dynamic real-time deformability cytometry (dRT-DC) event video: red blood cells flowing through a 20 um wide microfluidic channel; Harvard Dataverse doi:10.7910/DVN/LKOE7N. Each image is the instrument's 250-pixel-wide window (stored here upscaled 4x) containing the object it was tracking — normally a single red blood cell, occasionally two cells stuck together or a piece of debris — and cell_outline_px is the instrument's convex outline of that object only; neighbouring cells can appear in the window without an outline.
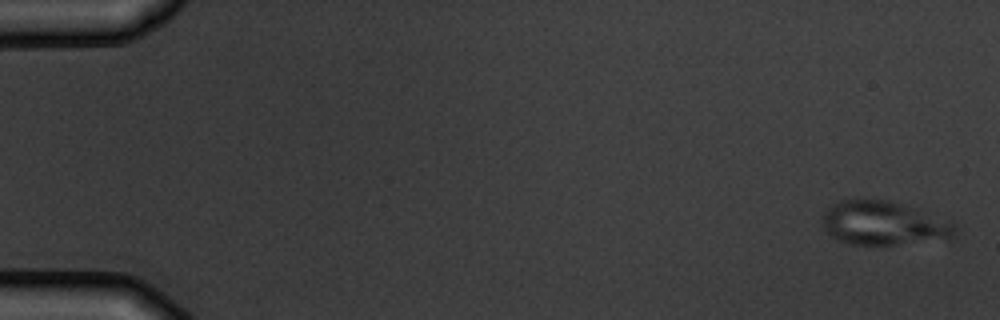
{"species": "common noctule bat (a hibernating species)", "species_latin": "Nyctalus noctula", "temperature_condition": "warm", "stored_images_in_passage": 5, "camera_frame_rate_fps": 3000, "um_per_image_px": 0.085, "animal": {"sex": "male", "body_mass_g": 19.5, "forearm_length_mm": 54.6}, "frame": {"image": 1, "passage_image": 1, "time_ms": 0.0, "image_size_px": [1000, 320], "cell_outline_px": [[956, 228], [952, 236], [892, 244], [848, 244], [836, 240], [824, 228], [820, 216], [832, 204], [840, 200], [892, 200], [956, 220]], "centroid_in_image_um": [75.1, 18.93], "position_along_channel_um": 9.9, "area_um2": 33.87}}